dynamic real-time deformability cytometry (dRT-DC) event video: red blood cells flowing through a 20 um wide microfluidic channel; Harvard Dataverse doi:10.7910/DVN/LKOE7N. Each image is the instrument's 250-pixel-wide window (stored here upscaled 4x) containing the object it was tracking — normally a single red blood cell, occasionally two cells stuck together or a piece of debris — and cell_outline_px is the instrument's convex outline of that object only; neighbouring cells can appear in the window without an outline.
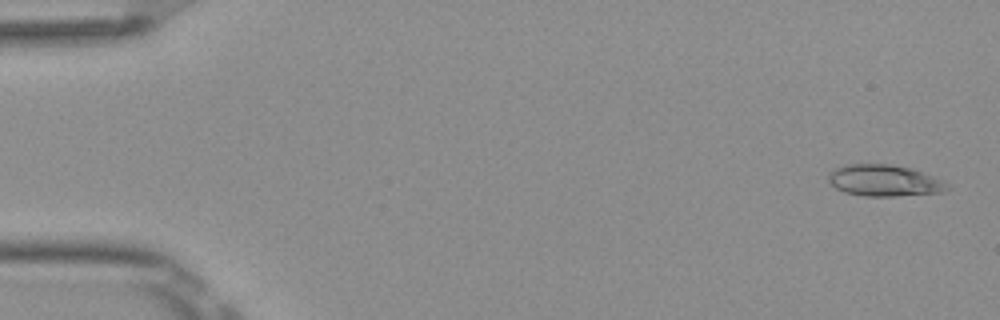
{"species": "Egyptian fruit bat (a non-hibernating species)", "species_latin": "Rousettus aegyptiacus", "temperature_condition": "room temperature", "stored_images_in_passage": 52, "camera_frame_rate_fps": 3000, "um_per_image_px": 0.085, "frame": {"image": 1, "passage_image": 2, "time_ms": 0.333, "image_size_px": [1000, 320], "cell_outline_px": [[952, 188], [940, 192], [896, 196], [864, 196], [844, 192], [836, 188], [828, 180], [828, 172], [832, 168], [848, 164], [892, 164], [908, 168], [944, 180]], "centroid_in_image_um": [75.13, 15.34], "position_along_channel_um": 9.9, "area_um2": 21.79}}
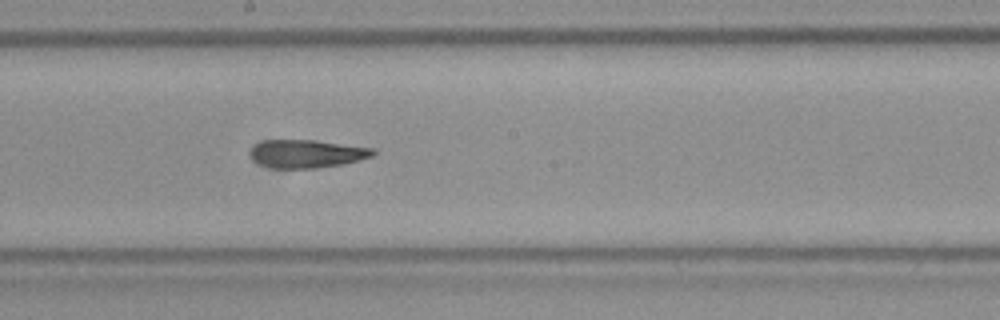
{"frame": {"image": 2, "passage_image": 29, "time_ms": 9.333, "image_size_px": [1000, 320], "cell_outline_px": [[376, 152], [372, 156], [360, 160], [344, 164], [316, 168], [268, 168], [252, 160], [252, 148], [256, 144], [264, 140], [316, 140], [376, 148]], "centroid_in_image_um": [26.12, 13.07], "position_along_channel_um": 222.1, "area_um2": 20.23}}
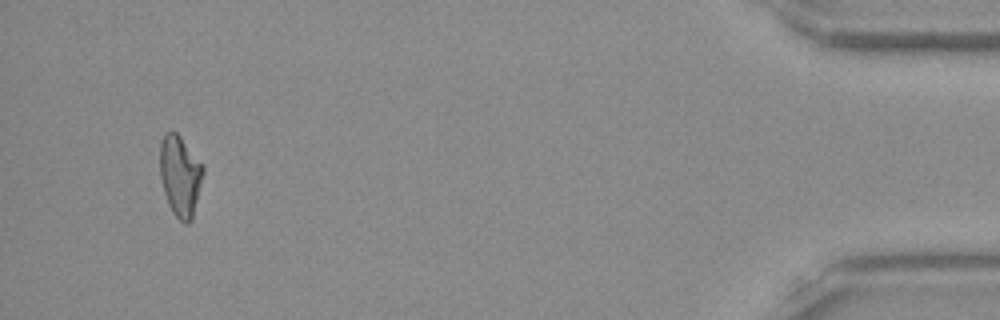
{"frame": {"image": 3, "passage_image": 50, "time_ms": 16.333, "image_size_px": [1000, 320], "cell_outline_px": [[204, 172], [192, 220], [188, 224], [184, 224], [172, 212], [168, 204], [164, 192], [160, 176], [160, 144], [164, 132], [176, 132], [180, 136], [204, 164]], "centroid_in_image_um": [15.32, 14.94], "position_along_channel_um": 419.9, "area_um2": 20.52}, "authors_computed_cell_mechanics": {"area_um2": 20.4034, "velocity_mm_per_s": 3.8883, "shape_relaxation_time_tau1_ms": null, "shape_relaxation_time_tau2_ms": 6.5408, "deformation_change_tau1": null, "deformation_change_tau2": 0.1733}}